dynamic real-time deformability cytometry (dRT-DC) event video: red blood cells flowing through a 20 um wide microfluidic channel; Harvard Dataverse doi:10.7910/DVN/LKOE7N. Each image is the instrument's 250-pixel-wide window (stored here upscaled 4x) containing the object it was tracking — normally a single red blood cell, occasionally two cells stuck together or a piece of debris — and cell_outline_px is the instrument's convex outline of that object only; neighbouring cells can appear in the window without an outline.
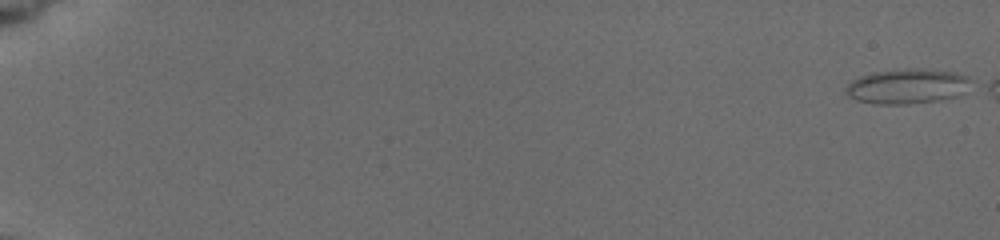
{"species": "common noctule bat (a hibernating species)", "species_latin": "Nyctalus noctula", "temperature_condition": "cold", "stored_images_in_passage": 54, "camera_frame_rate_fps": 3000, "um_per_image_px": 0.085, "animal": {"sex": "female", "body_mass_g": 19.5, "forearm_length_mm": 54.1}, "frame": {"image": 1, "passage_image": 1, "time_ms": 0.0, "image_size_px": [1000, 240], "cell_outline_px": [[968, 80], [956, 96], [940, 100], [908, 104], [872, 104], [856, 100], [848, 96], [844, 92], [848, 84], [852, 80], [872, 72], [952, 72], [964, 76]], "centroid_in_image_um": [76.93, 7.42], "position_along_channel_um": 8.1, "area_um2": 23.58}}
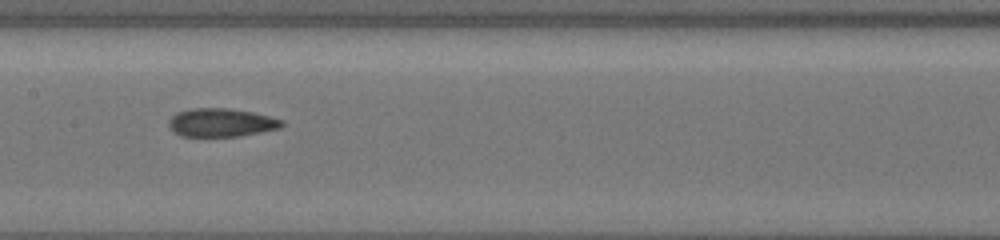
{"frame": {"image": 2, "passage_image": 37, "time_ms": 10.0, "image_size_px": [1000, 240], "cell_outline_px": [[284, 124], [280, 128], [240, 136], [180, 136], [168, 124], [168, 120], [176, 112], [192, 108], [228, 108], [252, 112], [284, 120]], "centroid_in_image_um": [18.81, 10.41], "position_along_channel_um": 188.6, "area_um2": 18.61}}
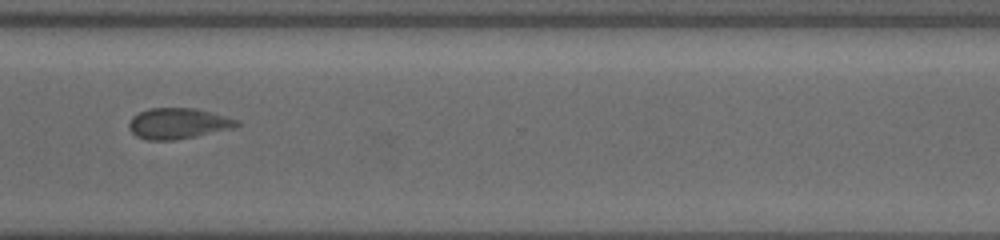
{"frame": {"image": 3, "passage_image": 53, "time_ms": 14.333, "image_size_px": [1000, 240], "cell_outline_px": [[240, 124], [236, 128], [196, 136], [172, 140], [148, 140], [136, 136], [128, 128], [128, 124], [132, 116], [148, 108], [196, 108], [212, 112], [240, 120]], "centroid_in_image_um": [15.16, 10.49], "position_along_channel_um": 355.4, "area_um2": 19.54}}